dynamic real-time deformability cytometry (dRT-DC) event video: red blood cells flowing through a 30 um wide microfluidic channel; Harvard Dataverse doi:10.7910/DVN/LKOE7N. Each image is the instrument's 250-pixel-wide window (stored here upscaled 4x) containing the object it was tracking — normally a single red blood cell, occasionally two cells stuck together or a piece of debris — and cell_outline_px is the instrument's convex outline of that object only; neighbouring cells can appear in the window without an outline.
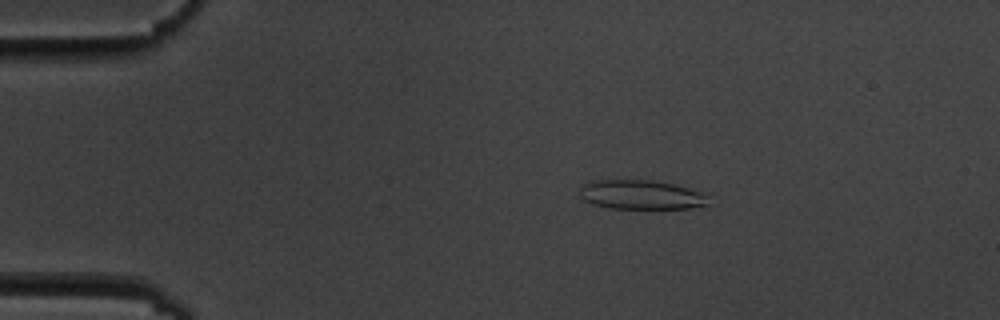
{"species": "common noctule bat (a hibernating species)", "species_latin": "Nyctalus noctula", "temperature_condition": "cold", "stored_images_in_passage": 6, "camera_frame_rate_fps": 3000, "um_per_image_px": 0.085, "animal": {"sex": "male", "body_mass_g": 19.5, "forearm_length_mm": 54.6}, "frame": {"image": 1, "passage_image": 3, "time_ms": 3.333, "image_size_px": [1000, 320], "cell_outline_px": [[708, 204], [688, 208], [612, 208], [592, 204], [584, 200], [580, 196], [580, 188], [588, 180], [652, 180], [672, 184], [688, 188], [704, 196]], "centroid_in_image_um": [54.37, 16.54], "position_along_channel_um": 30.6, "area_um2": 21.5}}